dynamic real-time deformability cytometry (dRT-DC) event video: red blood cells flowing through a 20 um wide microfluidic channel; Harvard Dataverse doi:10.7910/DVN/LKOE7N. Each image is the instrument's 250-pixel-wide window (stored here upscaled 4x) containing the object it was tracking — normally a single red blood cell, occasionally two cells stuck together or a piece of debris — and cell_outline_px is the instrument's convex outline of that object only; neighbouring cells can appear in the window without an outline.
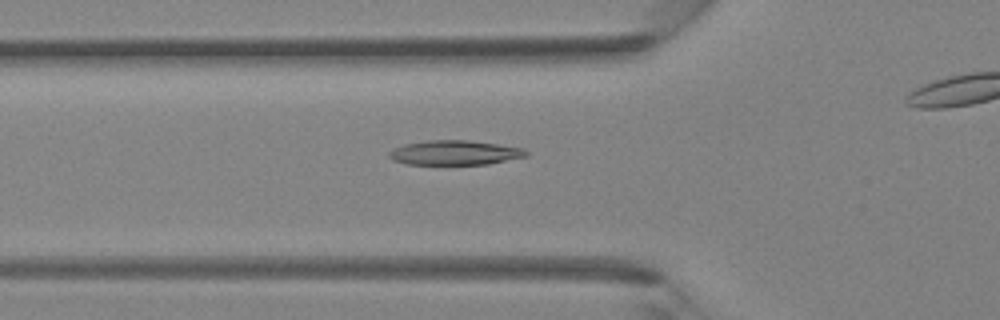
{"species": "Egyptian fruit bat (a non-hibernating species)", "species_latin": "Rousettus aegyptiacus", "temperature_condition": "room temperature", "stored_images_in_passage": 35, "camera_frame_rate_fps": 3000, "um_per_image_px": 0.085, "animal": {"sex": "female"}, "frame": {"image": 1, "passage_image": 15, "time_ms": 4.667, "image_size_px": [1000, 320], "cell_outline_px": [[528, 156], [488, 164], [408, 164], [392, 160], [388, 156], [388, 152], [392, 148], [404, 144], [428, 140], [468, 140], [524, 148], [528, 152]], "centroid_in_image_um": [38.63, 12.97], "position_along_channel_um": 87.2, "area_um2": 19.65}}
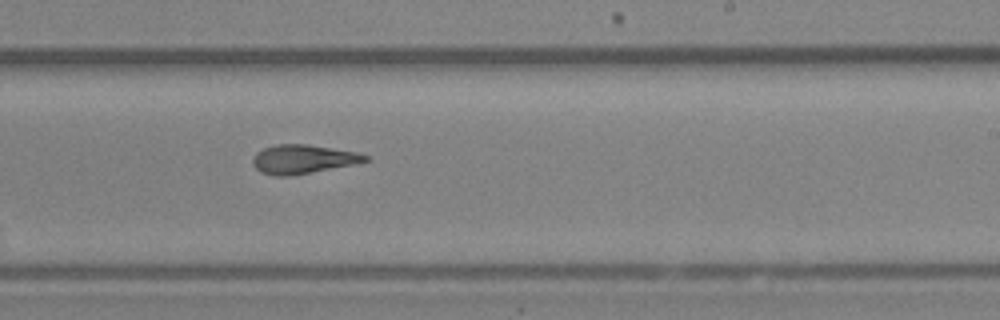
{"frame": {"image": 2, "passage_image": 26, "time_ms": 8.333, "image_size_px": [1000, 320], "cell_outline_px": [[368, 160], [352, 164], [288, 176], [276, 176], [260, 172], [252, 164], [252, 160], [256, 152], [264, 148], [276, 144], [304, 144], [356, 152], [368, 156]], "centroid_in_image_um": [25.67, 13.52], "position_along_channel_um": 263.3, "area_um2": 18.5}}
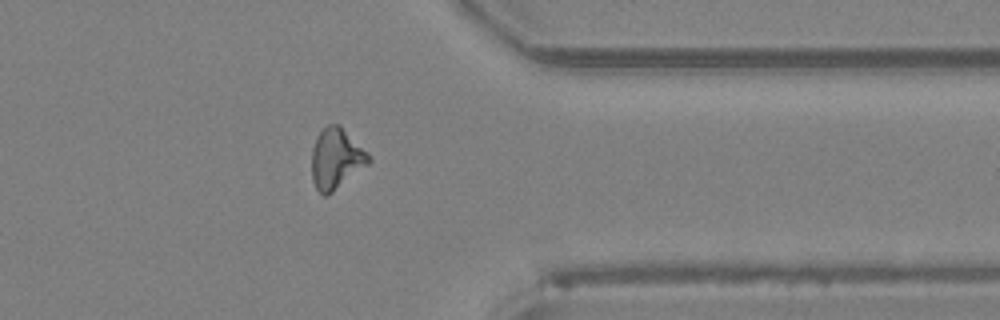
{"frame": {"image": 3, "passage_image": 34, "time_ms": 11.0, "image_size_px": [1000, 320], "cell_outline_px": [[372, 160], [368, 164], [328, 196], [324, 196], [316, 188], [312, 180], [312, 148], [316, 136], [328, 124], [340, 124], [368, 152]], "centroid_in_image_um": [28.57, 13.48], "position_along_channel_um": 382.8, "area_um2": 20.23}}